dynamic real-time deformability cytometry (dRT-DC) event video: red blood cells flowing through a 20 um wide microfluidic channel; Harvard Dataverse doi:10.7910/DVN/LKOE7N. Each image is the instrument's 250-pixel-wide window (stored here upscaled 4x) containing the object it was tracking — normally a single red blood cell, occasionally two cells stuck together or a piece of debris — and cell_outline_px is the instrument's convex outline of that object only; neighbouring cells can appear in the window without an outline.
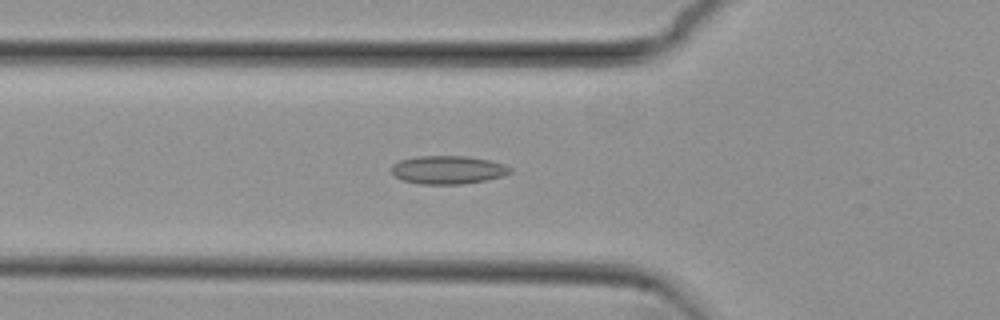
{"species": "common noctule bat (a hibernating species)", "species_latin": "Nyctalus noctula", "temperature_condition": "cold", "stored_images_in_passage": 53, "camera_frame_rate_fps": 3000, "um_per_image_px": 0.085, "animal": {"sex": "female", "body_mass_g": 29.2, "forearm_length_mm": 56.3}, "frame": {"image": 1, "passage_image": 18, "time_ms": 5.667, "image_size_px": [1000, 320], "cell_outline_px": [[512, 172], [504, 176], [488, 180], [460, 184], [420, 184], [400, 180], [392, 172], [392, 164], [400, 160], [416, 156], [468, 156], [488, 160], [504, 164], [512, 168]], "centroid_in_image_um": [38.09, 14.44], "position_along_channel_um": 87.7, "area_um2": 19.71}}
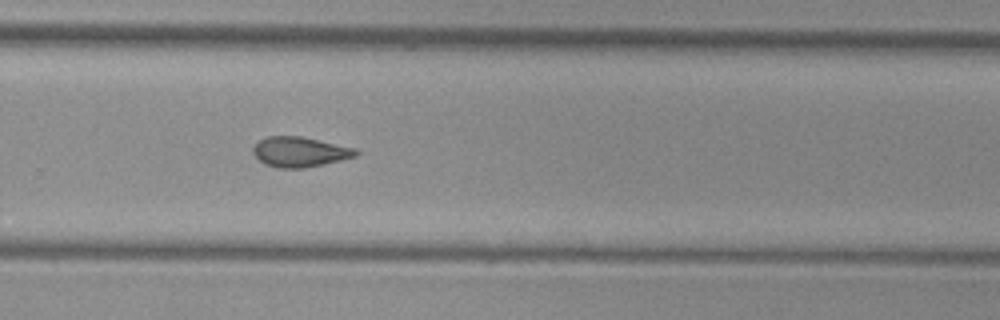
{"frame": {"image": 2, "passage_image": 35, "time_ms": 11.333, "image_size_px": [1000, 320], "cell_outline_px": [[360, 152], [356, 156], [324, 164], [304, 168], [276, 168], [264, 164], [252, 152], [252, 148], [260, 140], [268, 136], [300, 136], [356, 148]], "centroid_in_image_um": [25.48, 12.91], "position_along_channel_um": 304.3, "area_um2": 17.98}}
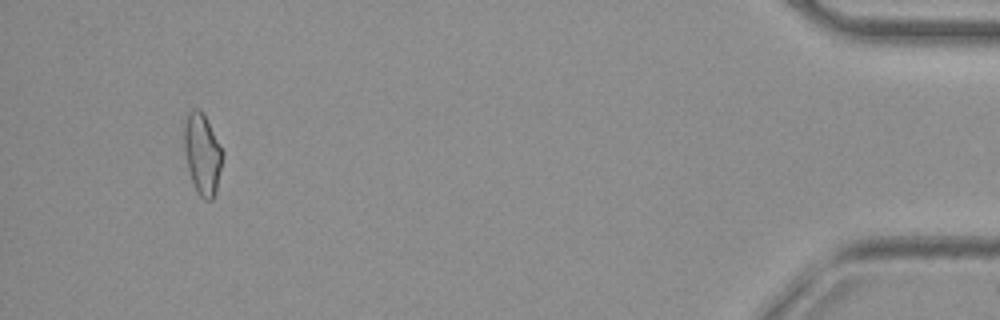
{"frame": {"image": 3, "passage_image": 50, "time_ms": 16.333, "image_size_px": [1000, 320], "cell_outline_px": [[224, 156], [216, 192], [212, 200], [204, 200], [196, 192], [188, 168], [184, 148], [184, 124], [188, 112], [192, 108], [200, 108], [224, 152]], "centroid_in_image_um": [17.21, 13.1], "position_along_channel_um": 418.0, "area_um2": 18.21}, "authors_computed_cell_mechanics": {"area_um2": 18.1492, "velocity_mm_per_s": 3.8165, "shape_relaxation_time_tau1_ms": null, "shape_relaxation_time_tau2_ms": 4.2633, "deformation_change_tau1": null, "deformation_change_tau2": 0.1049}}